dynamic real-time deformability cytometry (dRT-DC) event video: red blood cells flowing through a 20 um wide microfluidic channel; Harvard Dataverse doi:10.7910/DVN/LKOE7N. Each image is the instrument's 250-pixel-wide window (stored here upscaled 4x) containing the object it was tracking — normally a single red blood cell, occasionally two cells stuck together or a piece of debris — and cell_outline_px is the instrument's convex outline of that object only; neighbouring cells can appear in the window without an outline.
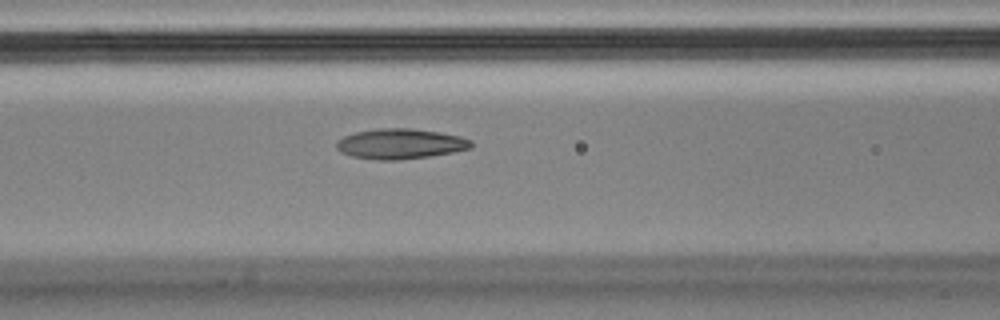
{"species": "Egyptian fruit bat (a non-hibernating species)", "species_latin": "Rousettus aegyptiacus", "temperature_condition": "cold", "stored_images_in_passage": 44, "camera_frame_rate_fps": 3000, "um_per_image_px": 0.085, "animal": {"sex": "male"}, "frame": {"image": 1, "passage_image": 9, "time_ms": 2.667, "image_size_px": [1000, 320], "cell_outline_px": [[472, 148], [452, 152], [428, 156], [400, 160], [376, 160], [352, 156], [340, 152], [336, 148], [336, 140], [344, 136], [356, 132], [380, 128], [412, 128], [460, 136], [472, 140]], "centroid_in_image_um": [34.0, 12.23], "position_along_channel_um": 132.6, "area_um2": 23.7}}
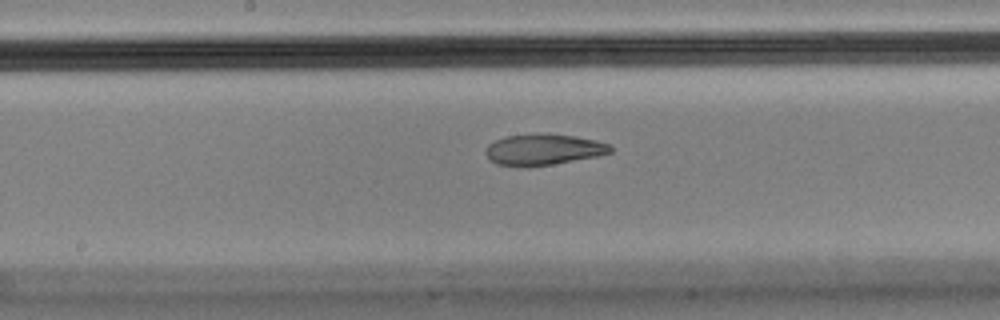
{"frame": {"image": 2, "passage_image": 15, "time_ms": 4.667, "image_size_px": [1000, 320], "cell_outline_px": [[612, 152], [600, 156], [528, 168], [496, 164], [484, 152], [488, 144], [496, 140], [508, 136], [576, 136], [596, 140], [612, 144]], "centroid_in_image_um": [46.23, 12.76], "position_along_channel_um": 202.0, "area_um2": 22.08}}
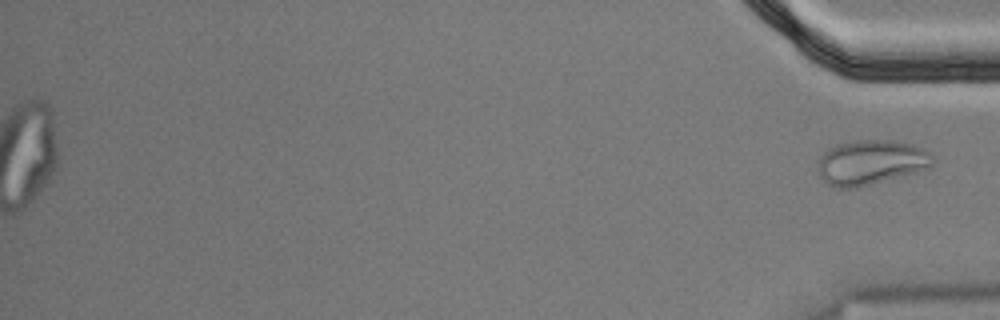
{"frame": {"image": 3, "passage_image": 44, "time_ms": 14.333, "image_size_px": [1000, 320], "cell_outline_px": [[936, 160], [932, 168], [856, 188], [832, 188], [820, 176], [816, 164], [816, 160], [828, 148], [836, 144], [856, 140], [892, 140], [912, 144], [924, 148], [932, 152]], "centroid_in_image_um": [74.05, 13.8], "position_along_channel_um": 361.1, "area_um2": 30.69}}